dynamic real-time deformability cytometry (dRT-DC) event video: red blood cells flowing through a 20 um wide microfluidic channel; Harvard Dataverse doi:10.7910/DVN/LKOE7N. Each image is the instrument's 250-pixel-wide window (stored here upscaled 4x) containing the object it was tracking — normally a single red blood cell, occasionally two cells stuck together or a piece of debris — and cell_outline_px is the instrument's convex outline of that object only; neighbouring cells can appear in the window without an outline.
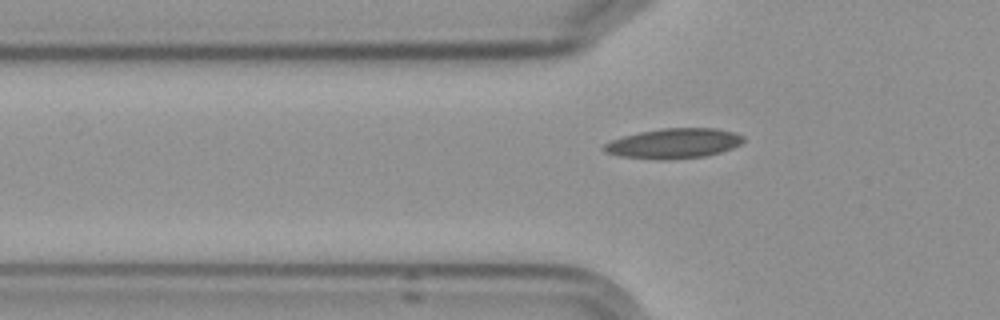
{"species": "Egyptian fruit bat (a non-hibernating species)", "species_latin": "Rousettus aegyptiacus", "temperature_condition": "cold", "stored_images_in_passage": 8, "camera_frame_rate_fps": 3000, "um_per_image_px": 0.085, "frame": {"image": 1, "passage_image": 5, "time_ms": 5.667, "image_size_px": [1000, 320], "cell_outline_px": [[744, 140], [740, 144], [732, 148], [720, 152], [704, 156], [668, 160], [656, 160], [620, 156], [604, 152], [600, 148], [604, 144], [612, 140], [624, 136], [640, 132], [660, 128], [716, 128], [736, 132], [744, 136]], "centroid_in_image_um": [57.26, 12.19], "position_along_channel_um": 68.5, "area_um2": 24.57}}
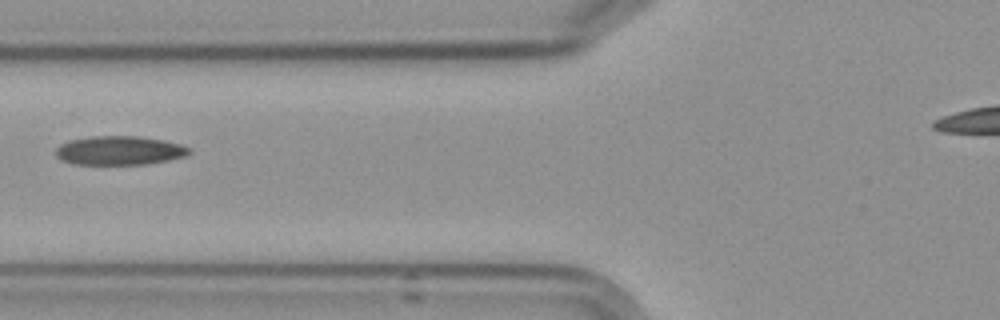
{"frame": {"image": 2, "passage_image": 6, "time_ms": 7.0, "image_size_px": [1000, 320], "cell_outline_px": [[192, 152], [188, 156], [168, 160], [144, 164], [76, 164], [64, 160], [56, 156], [56, 148], [60, 144], [68, 140], [92, 136], [140, 136], [164, 140], [180, 144], [192, 148]], "centroid_in_image_um": [10.2, 12.78], "position_along_channel_um": 115.6, "area_um2": 22.6}}
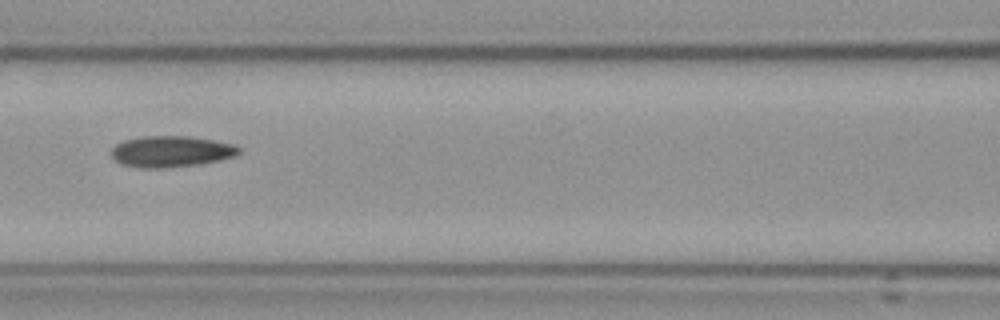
{"frame": {"image": 3, "passage_image": 7, "time_ms": 8.0, "image_size_px": [1000, 320], "cell_outline_px": [[240, 152], [236, 156], [196, 164], [160, 168], [140, 168], [120, 164], [112, 160], [112, 148], [116, 144], [124, 140], [144, 136], [188, 136], [212, 140], [232, 144], [240, 148]], "centroid_in_image_um": [14.48, 12.87], "position_along_channel_um": 152.1, "area_um2": 23.0}}